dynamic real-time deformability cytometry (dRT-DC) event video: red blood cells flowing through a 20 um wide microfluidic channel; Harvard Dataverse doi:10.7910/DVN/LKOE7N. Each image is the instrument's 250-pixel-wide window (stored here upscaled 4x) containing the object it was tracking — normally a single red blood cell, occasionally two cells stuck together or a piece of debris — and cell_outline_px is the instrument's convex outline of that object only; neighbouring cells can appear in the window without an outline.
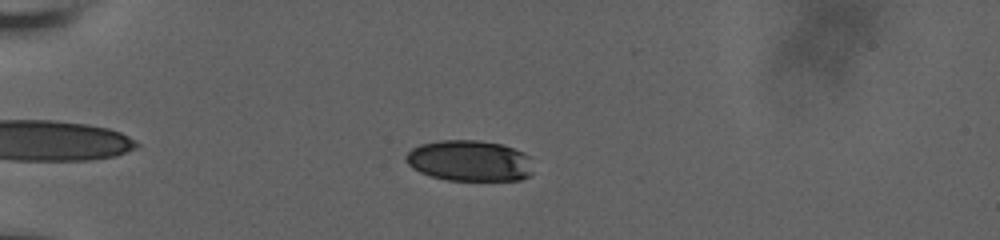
{"species": "human", "species_latin": "Homo sapiens", "temperature_condition": "room temperature", "stored_images_in_passage": 52, "camera_frame_rate_fps": 3000, "um_per_image_px": 0.085, "donor": {"sex": "male"}, "frame": {"image": 1, "passage_image": 11, "time_ms": 3.333, "image_size_px": [1000, 240], "cell_outline_px": [[532, 172], [528, 176], [520, 180], [448, 180], [432, 176], [420, 172], [412, 168], [404, 160], [404, 156], [412, 148], [420, 144], [440, 140], [476, 140], [500, 144], [524, 152], [528, 156]], "centroid_in_image_um": [39.87, 13.66], "position_along_channel_um": 45.1, "area_um2": 30.29}}
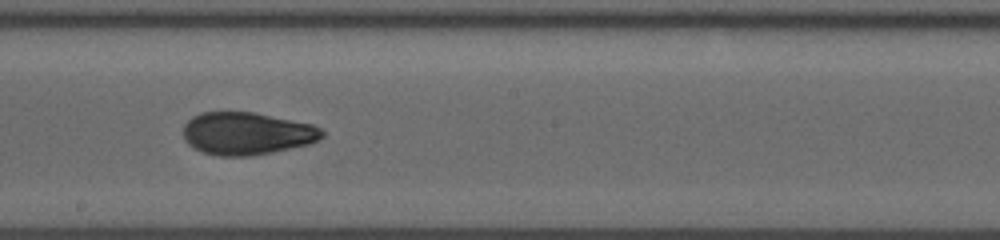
{"frame": {"image": 2, "passage_image": 29, "time_ms": 9.333, "image_size_px": [1000, 240], "cell_outline_px": [[324, 136], [308, 144], [272, 152], [252, 156], [216, 156], [204, 152], [188, 144], [184, 140], [184, 124], [192, 116], [200, 112], [256, 112], [312, 124], [320, 128], [324, 132]], "centroid_in_image_um": [20.96, 11.34], "position_along_channel_um": 227.2, "area_um2": 34.45}}
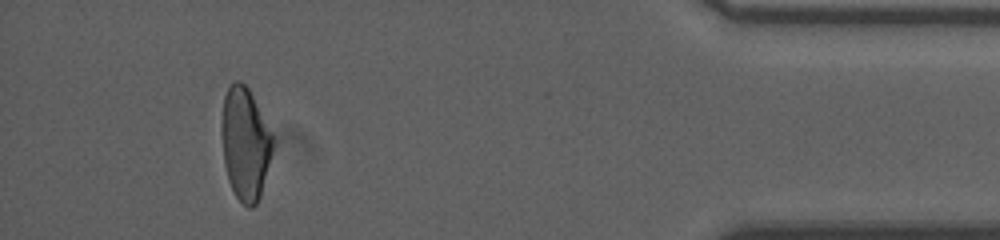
{"frame": {"image": 3, "passage_image": 48, "time_ms": 15.667, "image_size_px": [1000, 240], "cell_outline_px": [[276, 144], [260, 196], [256, 204], [252, 208], [248, 208], [236, 196], [228, 180], [224, 164], [220, 128], [220, 124], [224, 96], [228, 88], [236, 80], [240, 80], [248, 88], [276, 136]], "centroid_in_image_um": [20.87, 12.19], "position_along_channel_um": 414.3, "area_um2": 34.45}, "authors_computed_cell_mechanics": {"area_um2": 33.9286, "velocity_mm_per_s": 3.753, "shape_relaxation_time_tau1_ms": 6.215, "shape_relaxation_time_tau2_ms": 1.8928, "deformation_change_tau1": 0.176, "deformation_change_tau2": 0.0674}}